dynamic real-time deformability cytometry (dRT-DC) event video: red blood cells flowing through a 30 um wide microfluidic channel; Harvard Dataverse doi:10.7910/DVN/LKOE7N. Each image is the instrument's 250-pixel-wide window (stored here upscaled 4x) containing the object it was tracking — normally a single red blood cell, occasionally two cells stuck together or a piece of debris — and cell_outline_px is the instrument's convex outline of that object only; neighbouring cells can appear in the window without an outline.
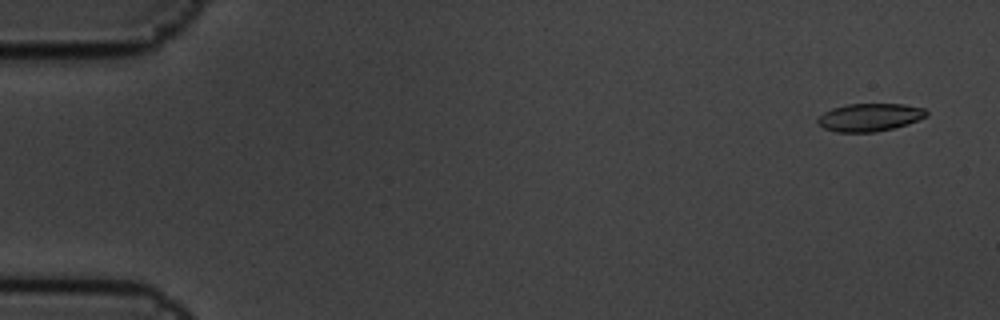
{"species": "common noctule bat (a hibernating species)", "species_latin": "Nyctalus noctula", "temperature_condition": "cold", "stored_images_in_passage": 6, "camera_frame_rate_fps": 3000, "um_per_image_px": 0.085, "animal": {"sex": "male", "body_mass_g": 19.5, "forearm_length_mm": 54.6}, "frame": {"image": 1, "passage_image": 1, "time_ms": 0.0, "image_size_px": [1000, 320], "cell_outline_px": [[928, 116], [908, 124], [876, 132], [836, 132], [824, 128], [816, 124], [816, 120], [824, 112], [832, 108], [848, 104], [904, 104], [924, 108], [928, 112]], "centroid_in_image_um": [73.92, 9.97], "position_along_channel_um": 11.1, "area_um2": 17.74}}
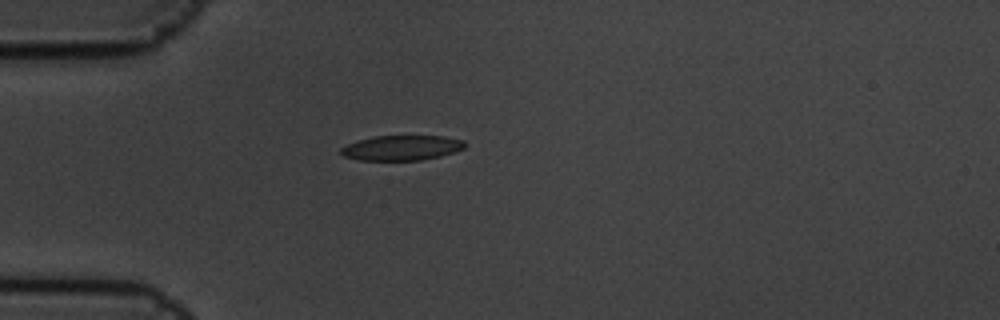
{"frame": {"image": 2, "passage_image": 5, "time_ms": 1.333, "image_size_px": [1000, 320], "cell_outline_px": [[464, 148], [440, 156], [420, 160], [360, 160], [344, 156], [340, 152], [340, 148], [348, 144], [360, 140], [376, 136], [444, 136], [464, 140]], "centroid_in_image_um": [34.14, 12.56], "position_along_channel_um": 50.9, "area_um2": 17.8}}